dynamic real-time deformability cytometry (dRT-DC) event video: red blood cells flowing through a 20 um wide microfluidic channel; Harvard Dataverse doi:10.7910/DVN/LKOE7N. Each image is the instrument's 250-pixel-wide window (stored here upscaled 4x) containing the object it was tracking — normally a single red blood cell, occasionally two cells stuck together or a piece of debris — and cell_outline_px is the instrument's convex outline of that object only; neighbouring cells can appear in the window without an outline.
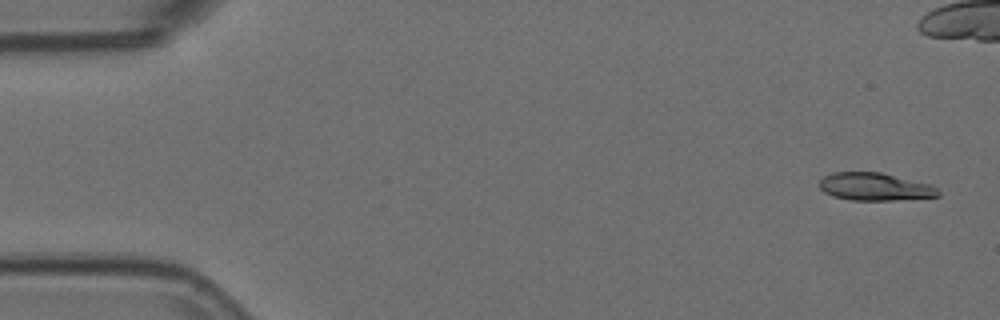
{"species": "Egyptian fruit bat (a non-hibernating species)", "species_latin": "Rousettus aegyptiacus", "temperature_condition": "room temperature", "stored_images_in_passage": 6, "camera_frame_rate_fps": 3000, "um_per_image_px": 0.085, "animal": {"sex": "female"}, "frame": {"image": 1, "passage_image": 1, "time_ms": 0.0, "image_size_px": [1000, 320], "cell_outline_px": [[940, 196], [892, 200], [848, 200], [832, 196], [824, 192], [820, 188], [820, 180], [824, 176], [832, 172], [880, 172], [932, 184], [940, 192]], "centroid_in_image_um": [74.36, 15.87], "position_along_channel_um": 10.6, "area_um2": 19.25}}